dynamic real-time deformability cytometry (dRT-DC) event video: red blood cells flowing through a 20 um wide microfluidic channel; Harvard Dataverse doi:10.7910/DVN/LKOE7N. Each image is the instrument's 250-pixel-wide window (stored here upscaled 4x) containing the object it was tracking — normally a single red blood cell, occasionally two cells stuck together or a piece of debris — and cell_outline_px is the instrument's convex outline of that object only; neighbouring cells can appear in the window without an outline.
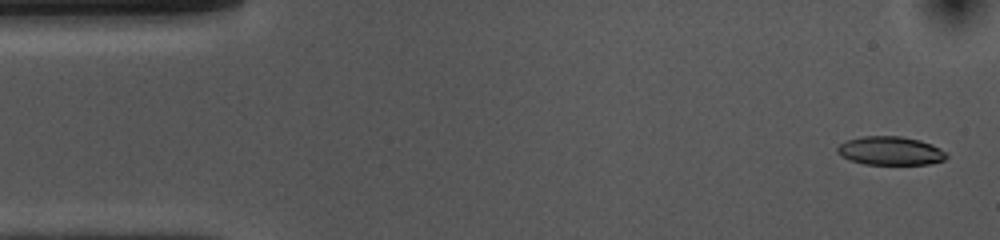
{"species": "common noctule bat (a hibernating species)", "species_latin": "Nyctalus noctula", "temperature_condition": "cold", "stored_images_in_passage": 34, "camera_frame_rate_fps": 3000, "um_per_image_px": 0.085, "animal": {"sex": "female", "body_mass_g": 10.0, "forearm_length_mm": 53.1}, "frame": {"image": 1, "passage_image": 2, "time_ms": 0.333, "image_size_px": [1000, 240], "cell_outline_px": [[948, 156], [944, 160], [928, 164], [864, 164], [848, 160], [840, 156], [836, 152], [836, 148], [840, 144], [848, 140], [864, 136], [900, 136], [920, 140], [932, 144], [948, 152]], "centroid_in_image_um": [75.68, 12.82], "position_along_channel_um": 9.3, "area_um2": 18.32}}
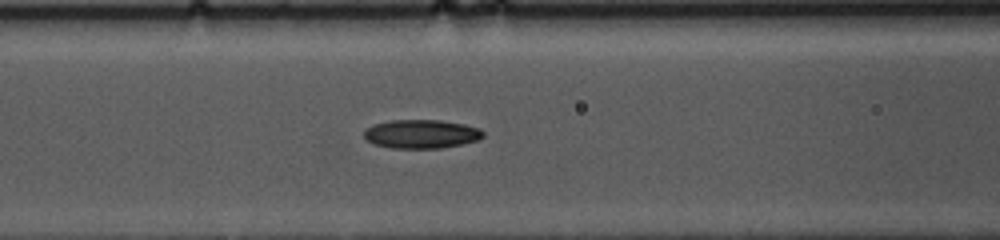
{"frame": {"image": 2, "passage_image": 20, "time_ms": 6.333, "image_size_px": [1000, 240], "cell_outline_px": [[484, 136], [480, 140], [440, 148], [392, 148], [376, 144], [368, 140], [364, 136], [364, 132], [372, 124], [392, 120], [440, 120], [464, 124], [480, 128], [484, 132]], "centroid_in_image_um": [35.85, 11.38], "position_along_channel_um": 130.7, "area_um2": 19.88}}
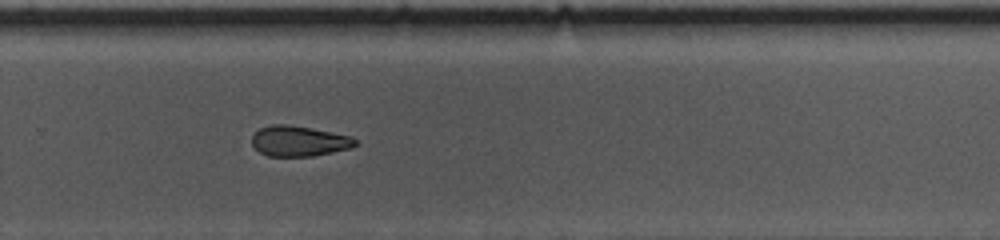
{"frame": {"image": 3, "passage_image": 34, "time_ms": 11.0, "image_size_px": [1000, 240], "cell_outline_px": [[356, 144], [352, 148], [312, 156], [268, 156], [260, 152], [252, 144], [252, 136], [260, 128], [272, 124], [288, 124], [312, 128], [352, 136], [356, 140]], "centroid_in_image_um": [25.42, 11.98], "position_along_channel_um": 304.4, "area_um2": 18.32}}